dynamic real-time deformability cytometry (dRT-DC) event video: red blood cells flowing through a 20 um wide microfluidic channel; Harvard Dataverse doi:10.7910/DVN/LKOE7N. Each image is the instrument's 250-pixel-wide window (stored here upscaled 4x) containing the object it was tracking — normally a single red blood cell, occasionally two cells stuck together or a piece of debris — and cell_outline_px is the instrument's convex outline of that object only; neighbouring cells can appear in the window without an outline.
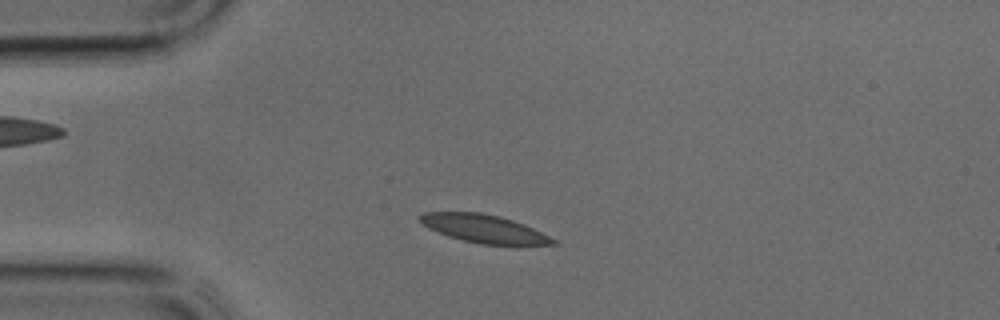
{"species": "common noctule bat (a hibernating species)", "species_latin": "Nyctalus noctula", "temperature_condition": "cold", "stored_images_in_passage": 35, "camera_frame_rate_fps": 3000, "um_per_image_px": 0.085, "animal": {"sex": "male", "body_mass_g": 17.9, "forearm_length_mm": 54.2}, "frame": {"image": 1, "passage_image": 6, "time_ms": 1.667, "image_size_px": [1000, 320], "cell_outline_px": [[560, 244], [480, 244], [448, 236], [428, 228], [416, 216], [424, 212], [480, 212], [500, 216], [524, 224], [556, 240]], "centroid_in_image_um": [41.09, 19.42], "position_along_channel_um": 43.9, "area_um2": 21.44}}
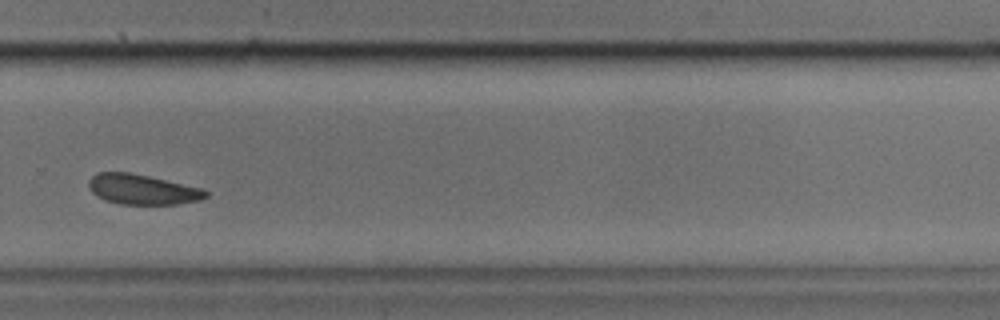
{"frame": {"image": 2, "passage_image": 23, "time_ms": 7.333, "image_size_px": [1000, 320], "cell_outline_px": [[208, 196], [200, 200], [176, 204], [120, 204], [96, 196], [92, 192], [88, 184], [88, 180], [96, 172], [128, 172], [148, 176], [200, 188], [208, 192]], "centroid_in_image_um": [12.07, 16.1], "position_along_channel_um": 317.7, "area_um2": 20.29}}
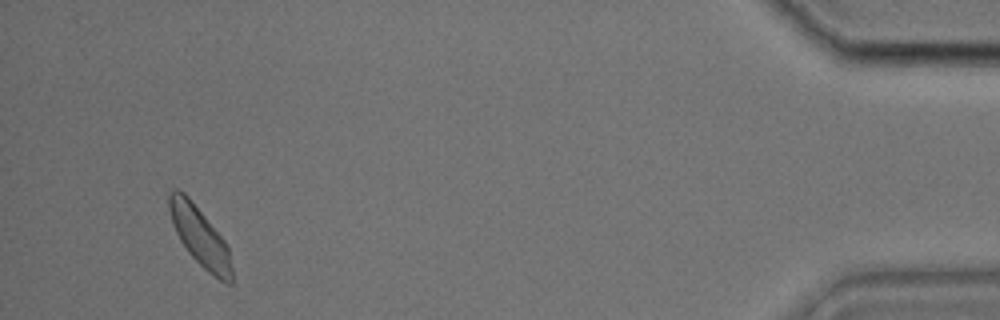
{"frame": {"image": 3, "passage_image": 33, "time_ms": 10.667, "image_size_px": [1000, 320], "cell_outline_px": [[232, 284], [228, 284], [220, 280], [208, 272], [188, 252], [180, 240], [172, 224], [168, 208], [168, 192], [172, 188], [176, 188], [184, 192], [188, 196], [224, 240], [228, 248], [232, 268]], "centroid_in_image_um": [16.96, 20.07], "position_along_channel_um": 418.2, "area_um2": 21.44}}